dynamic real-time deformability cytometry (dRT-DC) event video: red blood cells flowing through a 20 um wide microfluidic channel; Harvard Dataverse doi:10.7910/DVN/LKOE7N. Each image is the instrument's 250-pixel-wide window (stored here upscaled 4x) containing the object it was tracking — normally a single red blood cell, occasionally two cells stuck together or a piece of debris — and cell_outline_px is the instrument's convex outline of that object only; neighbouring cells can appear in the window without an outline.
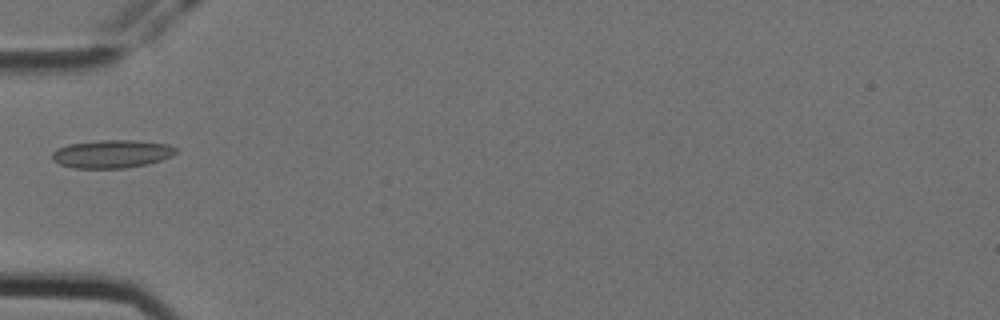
{"species": "Egyptian fruit bat (a non-hibernating species)", "species_latin": "Rousettus aegyptiacus", "temperature_condition": "cold", "stored_images_in_passage": 21, "camera_frame_rate_fps": 3000, "um_per_image_px": 0.085, "animal": {"sex": "female"}, "frame": {"image": 1, "passage_image": 1, "time_ms": 0.0, "image_size_px": [1000, 320], "cell_outline_px": [[180, 152], [172, 156], [148, 164], [128, 168], [72, 168], [60, 164], [52, 160], [52, 152], [56, 148], [68, 144], [100, 140], [136, 140], [168, 144], [180, 148]], "centroid_in_image_um": [9.55, 13.08], "position_along_channel_um": 75.5, "area_um2": 20.63}}
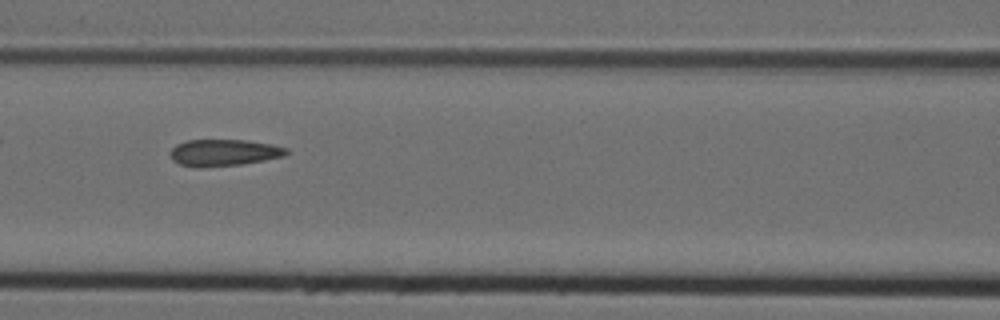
{"frame": {"image": 2, "passage_image": 7, "time_ms": 2.0, "image_size_px": [1000, 320], "cell_outline_px": [[288, 152], [284, 156], [264, 160], [240, 164], [200, 168], [196, 168], [180, 164], [172, 160], [168, 152], [176, 144], [188, 140], [244, 140], [272, 144], [288, 148]], "centroid_in_image_um": [18.98, 12.98], "position_along_channel_um": 147.6, "area_um2": 18.15}}
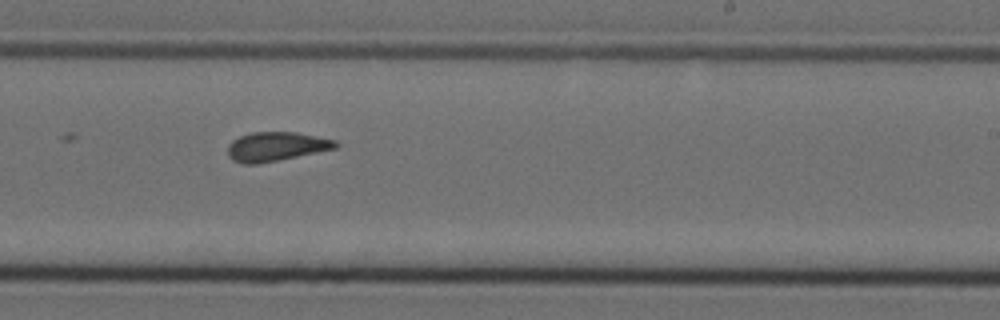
{"frame": {"image": 3, "passage_image": 17, "time_ms": 5.333, "image_size_px": [1000, 320], "cell_outline_px": [[340, 144], [336, 148], [256, 164], [244, 164], [232, 160], [228, 156], [228, 144], [232, 140], [240, 136], [252, 132], [296, 132], [336, 140]], "centroid_in_image_um": [23.44, 12.44], "position_along_channel_um": 265.6, "area_um2": 18.15}}